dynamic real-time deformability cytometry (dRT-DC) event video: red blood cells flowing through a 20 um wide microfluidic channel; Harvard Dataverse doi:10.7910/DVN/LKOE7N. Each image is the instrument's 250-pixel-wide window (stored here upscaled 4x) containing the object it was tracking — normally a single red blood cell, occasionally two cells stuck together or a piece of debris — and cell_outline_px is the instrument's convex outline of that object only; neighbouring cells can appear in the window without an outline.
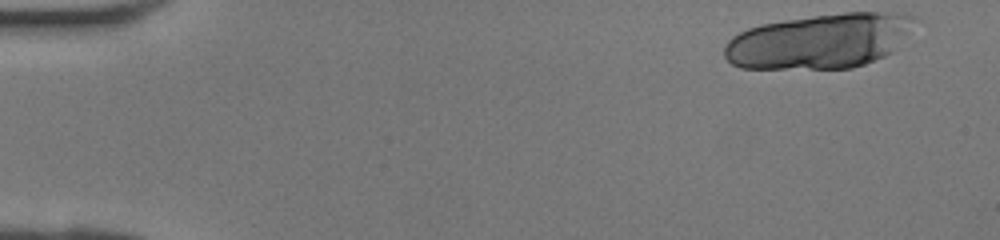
{"species": "human", "species_latin": "Homo sapiens", "temperature_condition": "room temperature", "stored_images_in_passage": 14, "segment_of_instrument_passage": [1, 2], "camera_frame_rate_fps": 3000, "um_per_image_px": 0.085, "donor": {"sex": "female"}, "frame": {"image": 1, "passage_image": 1, "time_ms": 0.0, "image_size_px": [1000, 240], "cell_outline_px": [[920, 20], [892, 52], [884, 56], [864, 64], [852, 68], [740, 68], [732, 64], [724, 56], [724, 44], [732, 36], [748, 28], [760, 24], [784, 20], [812, 16], [844, 12], [904, 12], [916, 16]], "centroid_in_image_um": [69.71, 3.47], "position_along_channel_um": 15.3, "area_um2": 61.21}}